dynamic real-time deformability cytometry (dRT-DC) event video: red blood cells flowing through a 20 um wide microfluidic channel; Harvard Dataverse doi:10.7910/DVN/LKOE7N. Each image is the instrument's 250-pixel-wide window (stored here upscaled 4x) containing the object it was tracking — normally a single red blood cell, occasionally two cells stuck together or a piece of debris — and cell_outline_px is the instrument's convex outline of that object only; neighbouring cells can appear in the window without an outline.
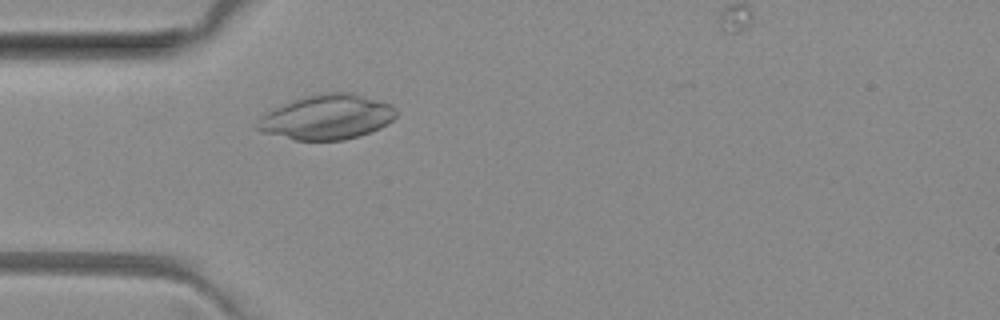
{"species": "common noctule bat (a hibernating species)", "species_latin": "Nyctalus noctula", "temperature_condition": "room temperature", "stored_images_in_passage": 14, "camera_frame_rate_fps": 3000, "um_per_image_px": 0.085, "animal": {"sex": "female", "body_mass_g": 29.2, "forearm_length_mm": 56.3}, "frame": {"image": 1, "passage_image": 11, "time_ms": 3.333, "image_size_px": [1000, 320], "cell_outline_px": [[396, 116], [392, 120], [380, 128], [360, 136], [344, 140], [296, 140], [260, 132], [252, 128], [260, 116], [292, 100], [324, 92], [352, 92], [392, 104], [396, 108]], "centroid_in_image_um": [27.78, 9.96], "position_along_channel_um": 57.2, "area_um2": 36.41}}